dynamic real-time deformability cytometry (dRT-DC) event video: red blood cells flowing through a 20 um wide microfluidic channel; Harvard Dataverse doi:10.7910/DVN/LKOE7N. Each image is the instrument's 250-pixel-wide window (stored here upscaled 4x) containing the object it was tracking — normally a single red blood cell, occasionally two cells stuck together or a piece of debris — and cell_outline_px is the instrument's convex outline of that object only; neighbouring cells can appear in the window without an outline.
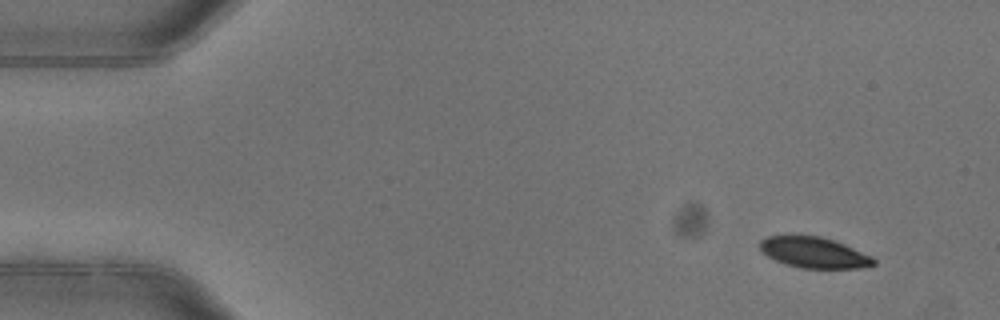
{"species": "common noctule bat (a hibernating species)", "species_latin": "Nyctalus noctula", "temperature_condition": "warm", "stored_images_in_passage": 4, "camera_frame_rate_fps": 3000, "um_per_image_px": 0.085, "animal": {"sex": "female"}, "frame": {"image": 1, "passage_image": 1, "time_ms": 0.0, "image_size_px": [1000, 320], "cell_outline_px": [[876, 264], [868, 268], [800, 268], [784, 264], [760, 252], [760, 240], [768, 236], [820, 236], [844, 244], [872, 256], [876, 260]], "centroid_in_image_um": [69.21, 21.48], "position_along_channel_um": 15.8, "area_um2": 20.46}}
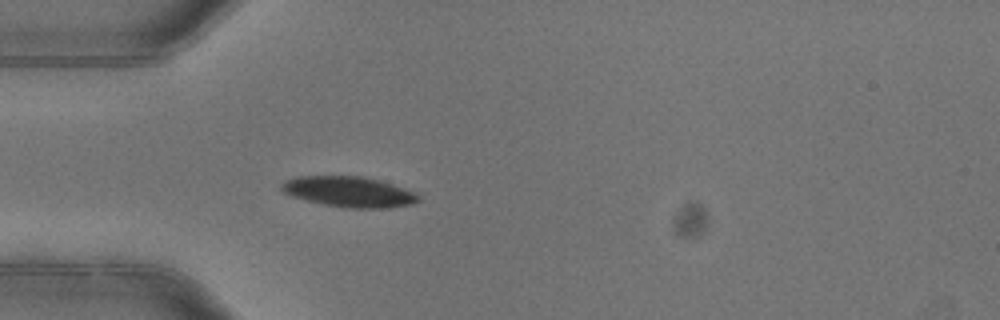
{"frame": {"image": 2, "passage_image": 4, "time_ms": 1.0, "image_size_px": [1000, 320], "cell_outline_px": [[420, 200], [412, 204], [388, 208], [344, 208], [324, 204], [292, 196], [284, 192], [280, 188], [280, 184], [296, 176], [364, 176], [380, 180], [404, 188], [420, 196]], "centroid_in_image_um": [29.68, 16.3], "position_along_channel_um": 55.3, "area_um2": 24.28}}